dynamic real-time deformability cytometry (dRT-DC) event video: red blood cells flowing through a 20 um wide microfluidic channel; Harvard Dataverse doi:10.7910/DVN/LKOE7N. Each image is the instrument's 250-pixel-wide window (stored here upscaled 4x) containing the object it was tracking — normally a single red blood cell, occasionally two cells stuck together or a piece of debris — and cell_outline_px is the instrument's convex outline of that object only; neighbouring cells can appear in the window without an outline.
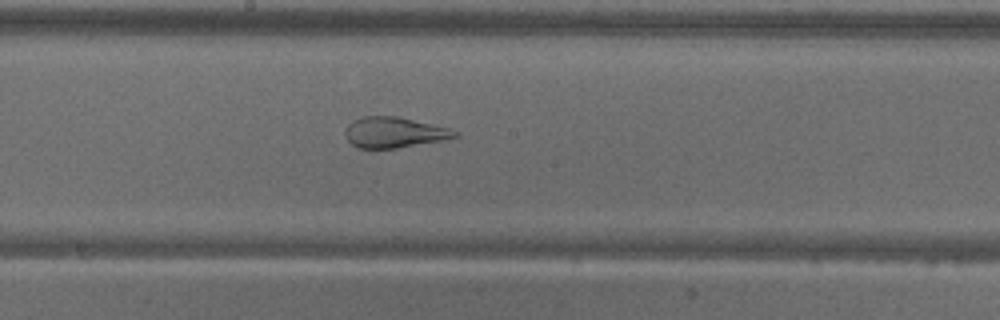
{"species": "common noctule bat (a hibernating species)", "species_latin": "Nyctalus noctula", "temperature_condition": "warm", "stored_images_in_passage": 46, "camera_frame_rate_fps": 3000, "um_per_image_px": 0.085, "animal": {"sex": "male", "body_mass_g": 18.8}, "frame": {"image": 1, "passage_image": 20, "time_ms": 6.333, "image_size_px": [1000, 320], "cell_outline_px": [[460, 136], [440, 140], [396, 148], [360, 148], [352, 144], [344, 136], [344, 132], [348, 124], [352, 120], [364, 116], [396, 116], [448, 128], [456, 132]], "centroid_in_image_um": [33.43, 11.25], "position_along_channel_um": 214.8, "area_um2": 19.25}}
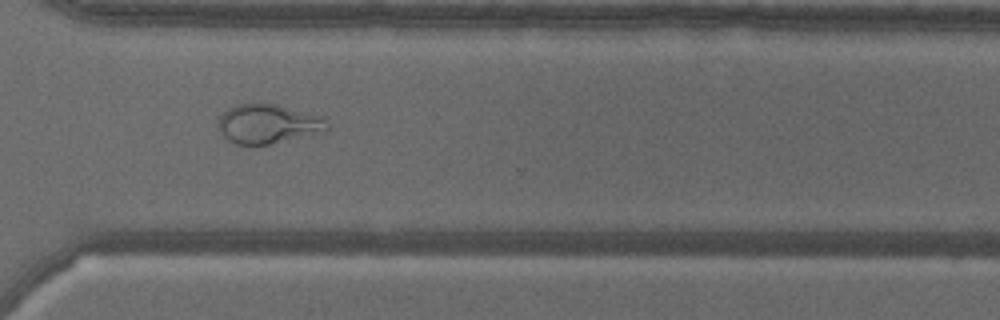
{"frame": {"image": 2, "passage_image": 31, "time_ms": 10.0, "image_size_px": [1000, 320], "cell_outline_px": [[328, 128], [324, 132], [268, 144], [236, 144], [228, 140], [220, 132], [216, 124], [220, 116], [228, 108], [236, 104], [276, 104], [320, 116], [328, 124]], "centroid_in_image_um": [22.74, 10.53], "position_along_channel_um": 347.9, "area_um2": 24.62}}
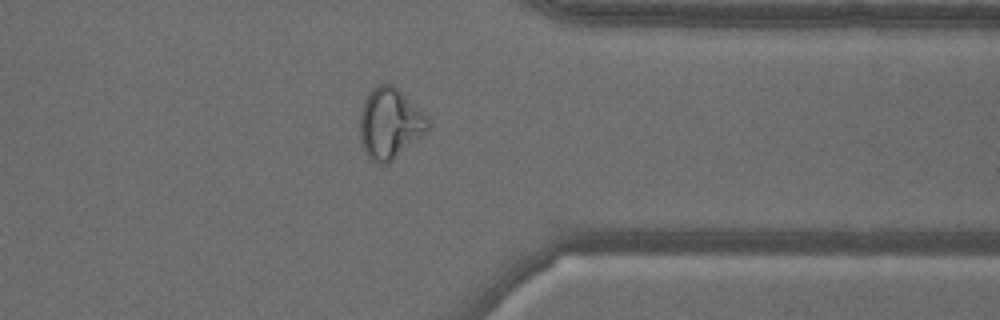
{"frame": {"image": 3, "passage_image": 34, "time_ms": 11.0, "image_size_px": [1000, 320], "cell_outline_px": [[432, 124], [428, 132], [388, 164], [380, 164], [372, 160], [364, 152], [360, 140], [360, 112], [364, 100], [368, 92], [372, 88], [380, 84], [392, 84], [428, 116]], "centroid_in_image_um": [33.16, 10.51], "position_along_channel_um": 378.2, "area_um2": 28.38}}